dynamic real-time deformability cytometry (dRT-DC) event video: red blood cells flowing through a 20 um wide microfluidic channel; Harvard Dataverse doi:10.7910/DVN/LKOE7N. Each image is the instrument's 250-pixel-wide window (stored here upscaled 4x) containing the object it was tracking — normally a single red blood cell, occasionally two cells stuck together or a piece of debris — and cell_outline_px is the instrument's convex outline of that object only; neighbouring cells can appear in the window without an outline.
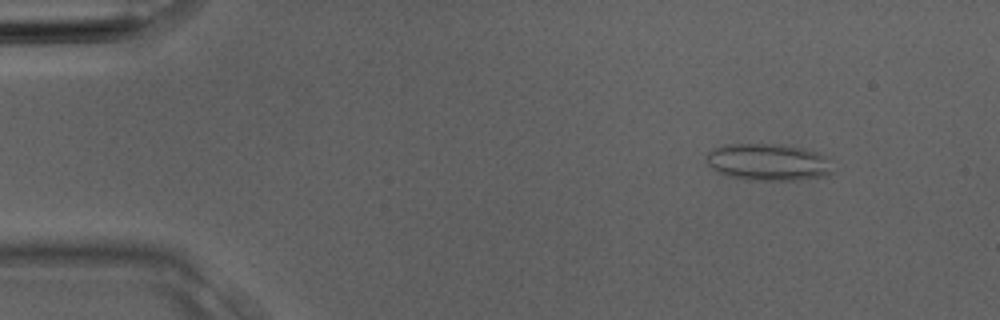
{"species": "Egyptian fruit bat (a non-hibernating species)", "species_latin": "Rousettus aegyptiacus", "temperature_condition": "room temperature", "stored_images_in_passage": 4, "camera_frame_rate_fps": 3000, "um_per_image_px": 0.085, "animal": {"sex": "male"}, "frame": {"image": 1, "passage_image": 1, "time_ms": 0.0, "image_size_px": [1000, 320], "cell_outline_px": [[832, 172], [824, 176], [796, 180], [748, 180], [728, 176], [716, 172], [708, 164], [708, 152], [712, 148], [724, 144], [772, 144], [800, 148], [816, 152], [824, 156]], "centroid_in_image_um": [65.21, 13.79], "position_along_channel_um": 19.8, "area_um2": 26.82}}